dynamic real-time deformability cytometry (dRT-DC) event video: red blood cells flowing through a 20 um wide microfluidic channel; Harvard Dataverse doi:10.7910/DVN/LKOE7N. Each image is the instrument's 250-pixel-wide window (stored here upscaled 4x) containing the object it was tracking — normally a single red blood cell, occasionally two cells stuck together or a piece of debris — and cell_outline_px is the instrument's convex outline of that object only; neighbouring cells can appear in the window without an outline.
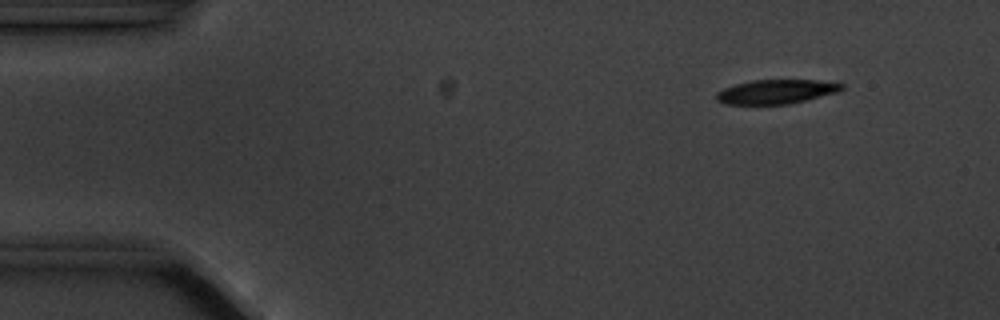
{"species": "common noctule bat (a hibernating species)", "species_latin": "Nyctalus noctula", "temperature_condition": "cold", "stored_images_in_passage": 6, "segment_of_instrument_passage": [2, 2], "camera_frame_rate_fps": 3000, "um_per_image_px": 0.085, "animal": {"sex": "male", "body_mass_g": 20.1, "forearm_length_mm": 53.5}, "frame": {"image": 1, "passage_image": 6, "time_ms": 6.0, "image_size_px": [1000, 320], "cell_outline_px": [[844, 88], [840, 92], [788, 104], [724, 104], [716, 100], [716, 92], [724, 88], [736, 84], [752, 80], [840, 80], [844, 84]], "centroid_in_image_um": [66.08, 7.77], "position_along_channel_um": 18.9, "area_um2": 18.03}}